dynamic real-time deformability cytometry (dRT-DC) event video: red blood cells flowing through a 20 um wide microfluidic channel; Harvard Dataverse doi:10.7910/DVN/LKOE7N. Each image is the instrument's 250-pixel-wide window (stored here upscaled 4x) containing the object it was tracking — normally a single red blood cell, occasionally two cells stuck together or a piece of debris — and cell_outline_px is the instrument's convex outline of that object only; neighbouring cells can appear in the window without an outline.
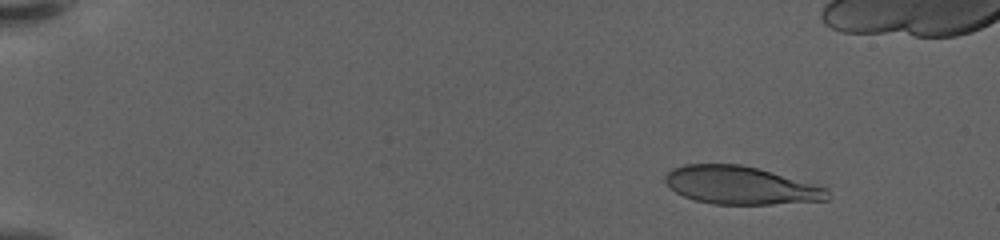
{"species": "human", "species_latin": "Homo sapiens", "temperature_condition": "warm", "stored_images_in_passage": 48, "camera_frame_rate_fps": 3000, "um_per_image_px": 0.085, "donor": {"sex": "female"}, "frame": {"image": 1, "passage_image": 1, "time_ms": 0.0, "image_size_px": [1000, 240], "cell_outline_px": [[828, 200], [772, 204], [712, 204], [696, 200], [684, 196], [668, 188], [664, 180], [664, 176], [672, 168], [684, 164], [740, 164], [756, 168], [828, 188]], "centroid_in_image_um": [62.89, 15.75], "position_along_channel_um": 22.1, "area_um2": 35.72}}
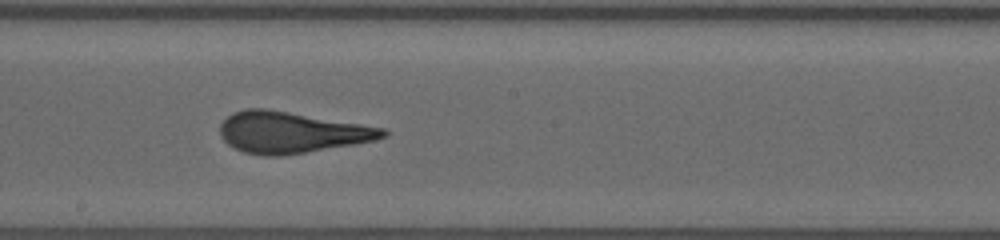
{"frame": {"image": 2, "passage_image": 28, "time_ms": 9.0, "image_size_px": [1000, 240], "cell_outline_px": [[388, 136], [356, 144], [280, 156], [264, 156], [244, 152], [228, 144], [220, 136], [220, 124], [232, 112], [244, 108], [264, 108], [384, 128], [388, 132]], "centroid_in_image_um": [24.72, 11.25], "position_along_channel_um": 223.5, "area_um2": 38.78}}
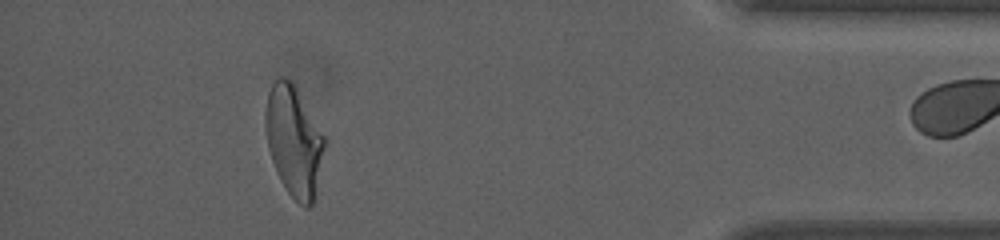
{"frame": {"image": 3, "passage_image": 47, "time_ms": 15.333, "image_size_px": [1000, 240], "cell_outline_px": [[328, 140], [316, 196], [312, 204], [308, 208], [304, 208], [288, 192], [280, 180], [272, 160], [268, 148], [264, 128], [264, 112], [268, 92], [272, 84], [280, 76], [288, 76], [292, 80]], "centroid_in_image_um": [25.01, 11.97], "position_along_channel_um": 410.2, "area_um2": 39.07}}